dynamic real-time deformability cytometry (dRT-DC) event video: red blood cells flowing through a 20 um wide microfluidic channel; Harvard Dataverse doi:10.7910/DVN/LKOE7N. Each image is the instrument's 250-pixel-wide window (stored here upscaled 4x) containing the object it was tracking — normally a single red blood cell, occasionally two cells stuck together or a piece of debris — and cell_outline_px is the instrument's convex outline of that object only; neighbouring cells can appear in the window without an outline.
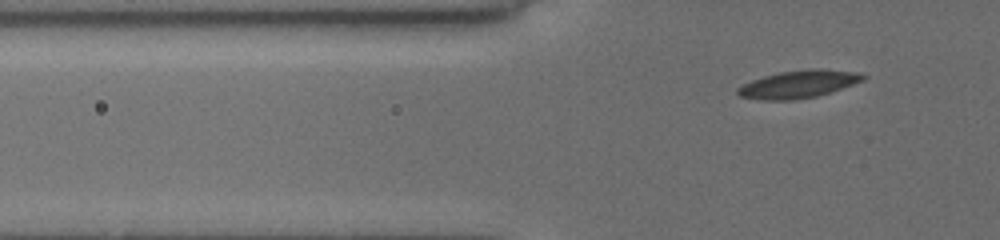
{"species": "common noctule bat (a hibernating species)", "species_latin": "Nyctalus noctula", "temperature_condition": "cold", "stored_images_in_passage": 38, "camera_frame_rate_fps": 3000, "um_per_image_px": 0.085, "animal": {"sex": "female", "body_mass_g": 19.5, "forearm_length_mm": 54.1}, "frame": {"image": 1, "passage_image": 7, "time_ms": 2.0, "image_size_px": [1000, 240], "cell_outline_px": [[868, 76], [864, 80], [816, 96], [792, 100], [764, 100], [740, 96], [736, 92], [736, 88], [752, 80], [764, 76], [780, 72], [812, 68], [824, 68], [856, 72]], "centroid_in_image_um": [67.87, 7.14], "position_along_channel_um": 57.9, "area_um2": 20.0}}
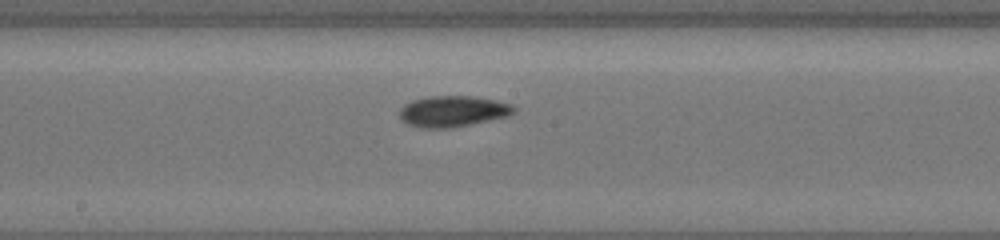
{"frame": {"image": 2, "passage_image": 20, "time_ms": 6.333, "image_size_px": [1000, 240], "cell_outline_px": [[516, 112], [508, 116], [448, 128], [420, 128], [408, 124], [400, 120], [400, 108], [404, 104], [412, 100], [428, 96], [468, 96], [496, 100], [512, 104], [516, 108]], "centroid_in_image_um": [38.47, 9.45], "position_along_channel_um": 209.7, "area_um2": 20.63}}
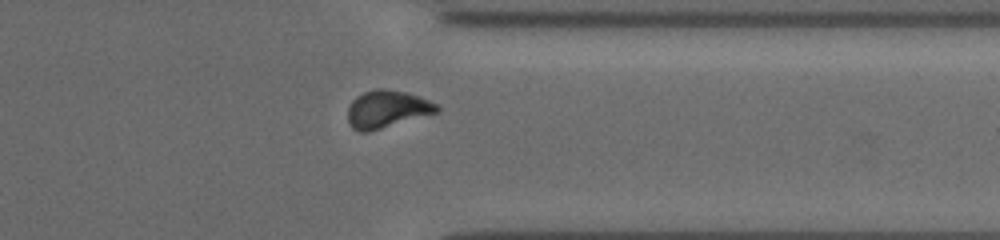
{"frame": {"image": 3, "passage_image": 33, "time_ms": 10.667, "image_size_px": [1000, 240], "cell_outline_px": [[440, 108], [436, 112], [368, 132], [360, 132], [352, 128], [348, 120], [348, 108], [352, 100], [356, 96], [364, 92], [376, 88], [384, 88], [404, 92], [428, 100], [436, 104]], "centroid_in_image_um": [32.83, 9.27], "position_along_channel_um": 378.6, "area_um2": 19.07}}